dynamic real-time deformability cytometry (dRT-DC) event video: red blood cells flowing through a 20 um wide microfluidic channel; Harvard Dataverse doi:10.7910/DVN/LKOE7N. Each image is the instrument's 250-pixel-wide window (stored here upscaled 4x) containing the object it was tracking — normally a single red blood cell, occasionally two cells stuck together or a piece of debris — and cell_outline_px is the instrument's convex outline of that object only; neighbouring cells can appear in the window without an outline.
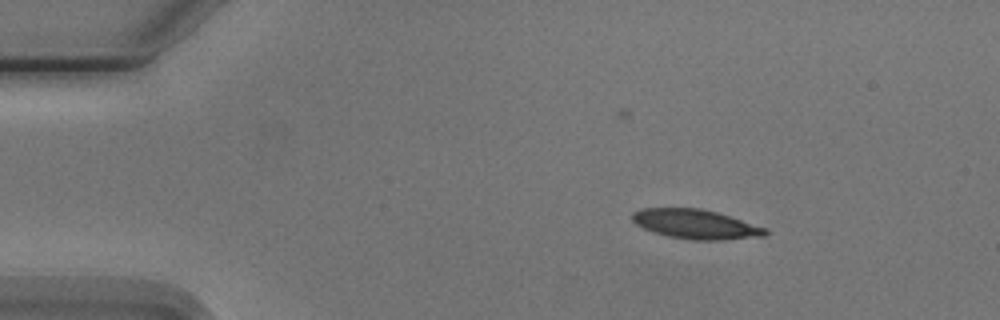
{"species": "Egyptian fruit bat (a non-hibernating species)", "species_latin": "Rousettus aegyptiacus", "temperature_condition": "cold", "stored_images_in_passage": 4, "camera_frame_rate_fps": 3000, "um_per_image_px": 0.085, "animal": {"sex": "male"}, "frame": {"image": 1, "passage_image": 2, "time_ms": 1.333, "image_size_px": [1000, 320], "cell_outline_px": [[768, 236], [724, 240], [692, 240], [668, 236], [652, 232], [636, 224], [632, 220], [632, 212], [644, 208], [700, 208], [716, 212], [768, 228]], "centroid_in_image_um": [59.16, 19.06], "position_along_channel_um": 25.8, "area_um2": 22.95}}